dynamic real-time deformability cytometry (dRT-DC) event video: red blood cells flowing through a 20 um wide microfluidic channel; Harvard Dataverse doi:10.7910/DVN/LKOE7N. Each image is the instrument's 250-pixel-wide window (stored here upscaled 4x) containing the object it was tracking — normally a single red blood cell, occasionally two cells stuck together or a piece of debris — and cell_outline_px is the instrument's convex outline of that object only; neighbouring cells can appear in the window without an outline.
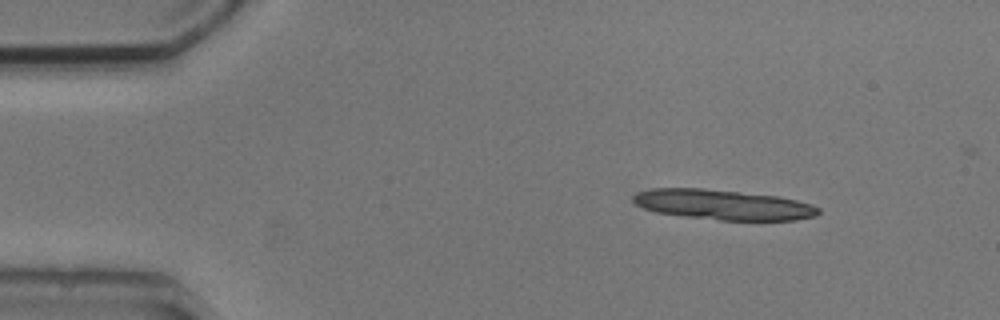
{"species": "common noctule bat (a hibernating species)", "species_latin": "Nyctalus noctula", "temperature_condition": "cold", "stored_images_in_passage": 7, "camera_frame_rate_fps": 3000, "um_per_image_px": 0.085, "animal": {"sex": "male", "body_mass_g": 20.5, "forearm_length_mm": 52.5}, "frame": {"image": 1, "passage_image": 1, "time_ms": 0.0, "image_size_px": [1000, 320], "cell_outline_px": [[820, 212], [816, 216], [796, 220], [720, 220], [684, 216], [656, 212], [644, 208], [636, 204], [632, 200], [632, 196], [636, 192], [652, 188], [704, 188], [780, 196], [812, 204], [820, 208]], "centroid_in_image_um": [61.47, 17.39], "position_along_channel_um": 23.5, "area_um2": 32.66}}
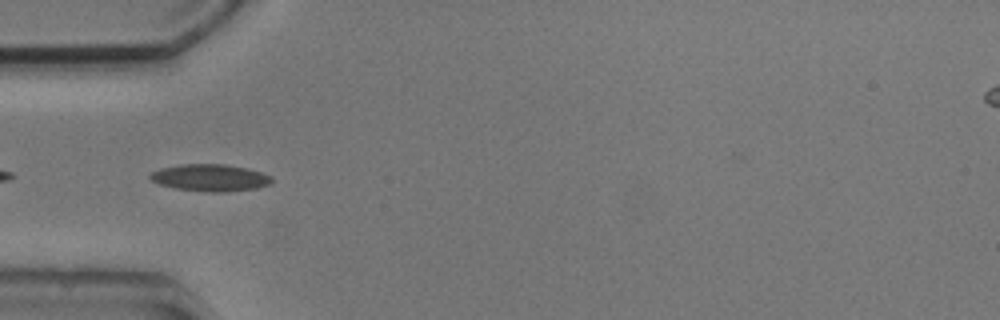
{"frame": {"image": 2, "passage_image": 4, "time_ms": 3.333, "image_size_px": [1000, 320], "cell_outline_px": [[272, 184], [256, 188], [224, 192], [212, 192], [176, 188], [160, 184], [152, 180], [148, 176], [152, 172], [160, 168], [180, 164], [224, 164], [244, 168], [260, 172], [272, 176]], "centroid_in_image_um": [17.87, 15.1], "position_along_channel_um": 67.1, "area_um2": 18.96}}
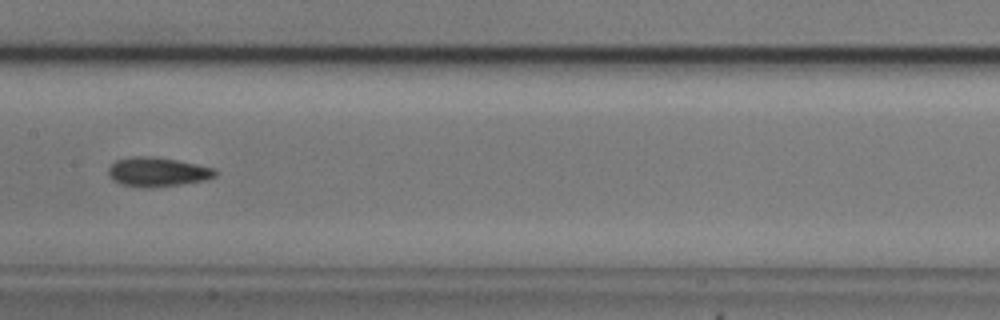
{"frame": {"image": 3, "passage_image": 7, "time_ms": 6.667, "image_size_px": [1000, 320], "cell_outline_px": [[216, 176], [204, 180], [180, 184], [148, 188], [144, 188], [120, 184], [112, 180], [108, 172], [108, 168], [116, 160], [128, 156], [156, 156], [216, 168]], "centroid_in_image_um": [13.35, 14.6], "position_along_channel_um": 194.0, "area_um2": 18.32}}